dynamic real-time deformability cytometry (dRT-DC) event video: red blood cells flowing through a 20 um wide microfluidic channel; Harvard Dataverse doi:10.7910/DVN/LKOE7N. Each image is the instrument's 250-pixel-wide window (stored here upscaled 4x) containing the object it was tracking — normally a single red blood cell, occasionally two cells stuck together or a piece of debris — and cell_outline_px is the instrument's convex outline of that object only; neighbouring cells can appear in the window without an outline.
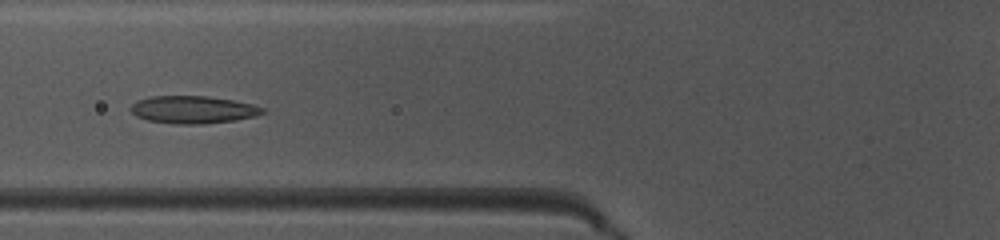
{"species": "common noctule bat (a hibernating species)", "species_latin": "Nyctalus noctula", "temperature_condition": "warm", "stored_images_in_passage": 37, "camera_frame_rate_fps": 3000, "um_per_image_px": 0.085, "animal": {"sex": "female", "body_mass_g": 10.0, "forearm_length_mm": 53.1}, "frame": {"image": 1, "passage_image": 7, "time_ms": 2.0, "image_size_px": [1000, 240], "cell_outline_px": [[268, 112], [256, 116], [236, 120], [204, 124], [176, 124], [148, 120], [136, 116], [132, 112], [132, 104], [136, 100], [148, 96], [208, 96], [232, 100], [252, 104], [264, 108]], "centroid_in_image_um": [16.44, 9.32], "position_along_channel_um": 109.4, "area_um2": 21.27}}
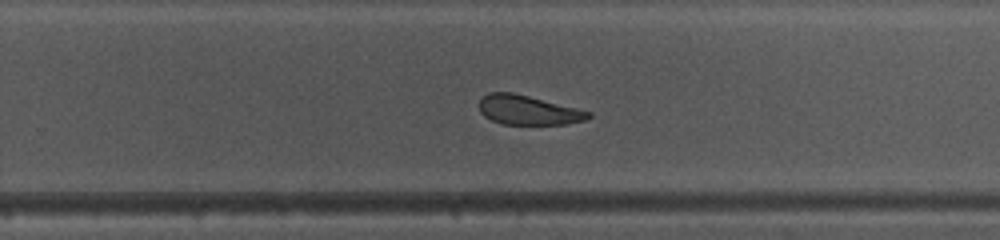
{"frame": {"image": 2, "passage_image": 20, "time_ms": 6.333, "image_size_px": [1000, 240], "cell_outline_px": [[592, 116], [584, 120], [564, 124], [500, 124], [484, 116], [480, 112], [480, 100], [488, 92], [512, 92], [592, 112]], "centroid_in_image_um": [44.87, 9.36], "position_along_channel_um": 284.9, "area_um2": 18.5}}
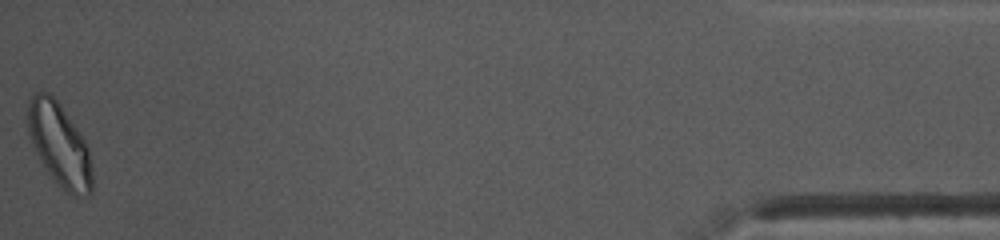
{"frame": {"image": 3, "passage_image": 37, "time_ms": 12.0, "image_size_px": [1000, 240], "cell_outline_px": [[92, 192], [88, 196], [72, 196], [48, 172], [32, 144], [24, 120], [28, 100], [36, 92], [48, 92], [60, 104], [88, 144], [92, 168]], "centroid_in_image_um": [5.04, 12.26], "position_along_channel_um": 430.2, "area_um2": 31.27}, "authors_computed_cell_mechanics": {"area_um2": 21.0392, "velocity_mm_per_s": 4.0513, "shape_relaxation_time_tau1_ms": 5.7509, "shape_relaxation_time_tau2_ms": 2.0505, "deformation_change_tau1": 0.1417, "deformation_change_tau2": 0.0675}}